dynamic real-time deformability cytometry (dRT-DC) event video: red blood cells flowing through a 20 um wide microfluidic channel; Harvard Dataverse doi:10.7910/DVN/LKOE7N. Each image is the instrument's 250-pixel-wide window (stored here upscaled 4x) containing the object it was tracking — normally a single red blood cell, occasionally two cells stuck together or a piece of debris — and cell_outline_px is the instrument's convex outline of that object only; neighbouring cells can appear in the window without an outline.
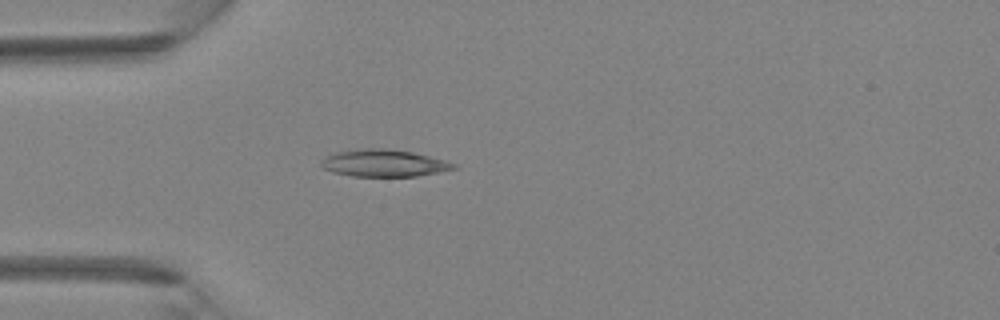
{"species": "Egyptian fruit bat (a non-hibernating species)", "species_latin": "Rousettus aegyptiacus", "temperature_condition": "room temperature", "stored_images_in_passage": 4, "camera_frame_rate_fps": 3000, "um_per_image_px": 0.085, "animal": {"sex": "female"}, "frame": {"image": 1, "passage_image": 4, "time_ms": 1.0, "image_size_px": [1000, 320], "cell_outline_px": [[460, 168], [416, 176], [352, 176], [332, 172], [324, 168], [320, 164], [320, 160], [336, 152], [364, 148], [384, 148], [412, 152], [448, 160], [456, 164]], "centroid_in_image_um": [32.67, 13.86], "position_along_channel_um": 52.3, "area_um2": 20.98}}